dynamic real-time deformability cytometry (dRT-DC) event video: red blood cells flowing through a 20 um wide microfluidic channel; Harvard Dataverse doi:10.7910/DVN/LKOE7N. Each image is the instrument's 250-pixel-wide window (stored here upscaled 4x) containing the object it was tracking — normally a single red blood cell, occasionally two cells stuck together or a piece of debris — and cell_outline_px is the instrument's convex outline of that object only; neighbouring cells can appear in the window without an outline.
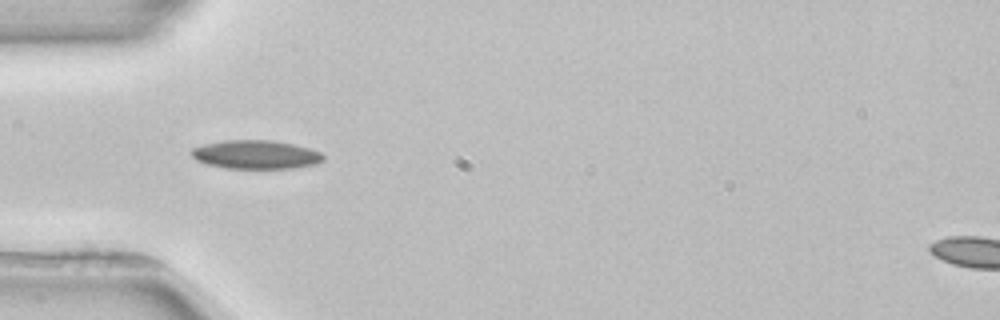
{"species": "common noctule bat (a hibernating species)", "species_latin": "Nyctalus noctula", "temperature_condition": "room temperature", "stored_images_in_passage": 6, "camera_frame_rate_fps": 3000, "um_per_image_px": 0.085, "animal": {"sex": "female", "body_mass_g": 22.7, "forearm_length_mm": 54.2}, "frame": {"image": 1, "passage_image": 3, "time_ms": 2.333, "image_size_px": [1000, 320], "cell_outline_px": [[324, 160], [316, 164], [292, 168], [224, 168], [208, 164], [196, 160], [188, 152], [192, 148], [204, 144], [224, 140], [272, 140], [292, 144], [308, 148], [320, 152], [324, 156]], "centroid_in_image_um": [21.72, 13.13], "position_along_channel_um": 63.3, "area_um2": 22.02}}